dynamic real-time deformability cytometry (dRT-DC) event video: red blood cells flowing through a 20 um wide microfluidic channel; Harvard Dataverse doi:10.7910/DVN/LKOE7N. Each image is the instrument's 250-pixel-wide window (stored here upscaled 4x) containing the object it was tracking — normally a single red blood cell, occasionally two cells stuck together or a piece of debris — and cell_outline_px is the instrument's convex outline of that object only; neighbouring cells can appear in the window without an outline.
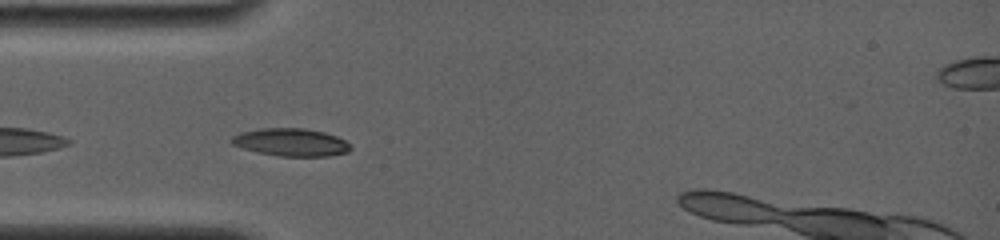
{"species": "common noctule bat (a hibernating species)", "species_latin": "Nyctalus noctula", "temperature_condition": "room temperature", "stored_images_in_passage": 4, "camera_frame_rate_fps": 4000, "um_per_image_px": 0.085, "animal": {"sex": "female", "body_mass_g": 19.0, "forearm_length_mm": 56.7}, "frame": {"image": 1, "passage_image": 1, "time_ms": 0.0, "image_size_px": [1000, 240], "cell_outline_px": [[352, 148], [348, 152], [328, 156], [276, 156], [256, 152], [232, 144], [228, 140], [232, 136], [240, 132], [260, 128], [304, 128], [324, 132], [336, 136], [344, 140]], "centroid_in_image_um": [24.7, 12.09], "position_along_channel_um": 60.3, "area_um2": 19.31}}